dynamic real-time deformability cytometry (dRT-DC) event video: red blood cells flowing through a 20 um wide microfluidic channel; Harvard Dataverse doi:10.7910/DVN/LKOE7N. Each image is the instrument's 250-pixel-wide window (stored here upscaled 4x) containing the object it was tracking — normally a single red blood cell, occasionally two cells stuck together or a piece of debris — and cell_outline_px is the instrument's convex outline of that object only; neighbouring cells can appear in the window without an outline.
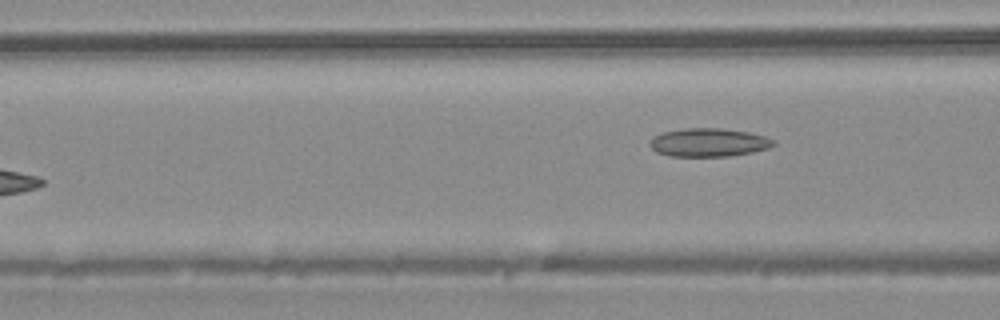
{"species": "common noctule bat (a hibernating species)", "species_latin": "Nyctalus noctula", "temperature_condition": "warm", "stored_images_in_passage": 5, "camera_frame_rate_fps": 3000, "um_per_image_px": 0.085, "animal": {"sex": "male", "body_mass_g": 20.4}, "frame": {"image": 1, "passage_image": 5, "time_ms": 1.333, "image_size_px": [1000, 320], "cell_outline_px": [[776, 144], [768, 148], [752, 152], [728, 156], [668, 156], [656, 152], [652, 148], [652, 140], [656, 136], [664, 132], [684, 128], [720, 128], [748, 132], [764, 136], [776, 140]], "centroid_in_image_um": [60.28, 12.11], "position_along_channel_um": 106.3, "area_um2": 20.23}}